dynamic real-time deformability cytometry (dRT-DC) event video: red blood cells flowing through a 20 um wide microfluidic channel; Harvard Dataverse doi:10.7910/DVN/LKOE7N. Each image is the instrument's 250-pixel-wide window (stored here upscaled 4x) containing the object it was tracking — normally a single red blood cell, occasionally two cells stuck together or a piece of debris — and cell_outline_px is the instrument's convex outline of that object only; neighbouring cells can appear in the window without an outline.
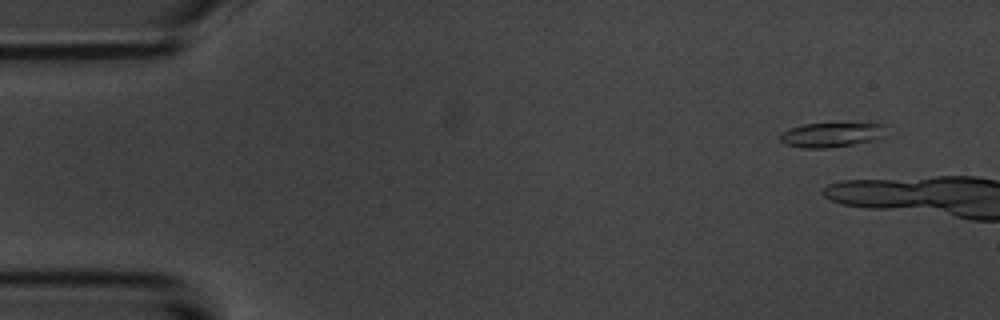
{"species": "common noctule bat (a hibernating species)", "species_latin": "Nyctalus noctula", "temperature_condition": "room temperature", "stored_images_in_passage": 3, "camera_frame_rate_fps": 3000, "um_per_image_px": 0.085, "animal": {"sex": "male", "body_mass_g": 20.1, "forearm_length_mm": 53.5}, "frame": {"image": 1, "passage_image": 1, "time_ms": 0.0, "image_size_px": [1000, 320], "cell_outline_px": [[884, 124], [880, 136], [872, 140], [852, 144], [828, 148], [800, 148], [784, 144], [780, 140], [780, 132], [788, 128], [804, 124], [836, 120]], "centroid_in_image_um": [70.57, 11.4], "position_along_channel_um": 14.4, "area_um2": 15.9}}